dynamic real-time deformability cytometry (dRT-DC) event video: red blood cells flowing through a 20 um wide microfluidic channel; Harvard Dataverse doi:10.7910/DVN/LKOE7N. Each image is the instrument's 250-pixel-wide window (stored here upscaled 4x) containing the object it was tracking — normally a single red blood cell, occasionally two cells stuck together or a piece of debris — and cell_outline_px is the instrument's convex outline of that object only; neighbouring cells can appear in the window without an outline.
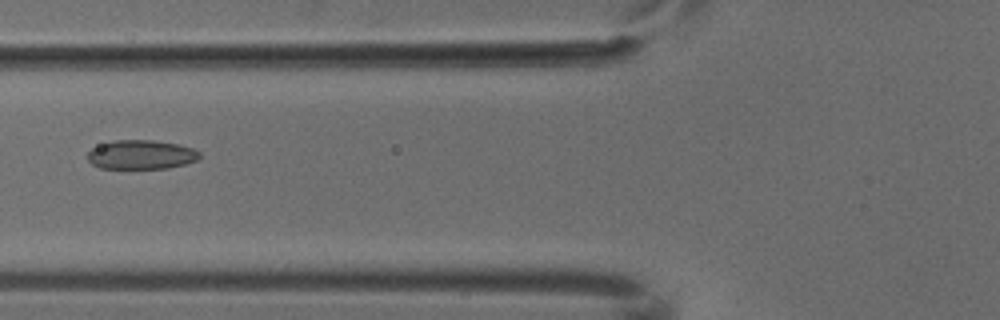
{"species": "common noctule bat (a hibernating species)", "species_latin": "Nyctalus noctula", "temperature_condition": "cold", "stored_images_in_passage": 6, "camera_frame_rate_fps": 3000, "um_per_image_px": 0.085, "animal": {"sex": "male", "body_mass_g": 18.8}, "frame": {"image": 1, "passage_image": 5, "time_ms": 1.333, "image_size_px": [1000, 320], "cell_outline_px": [[200, 156], [196, 160], [184, 164], [168, 168], [100, 168], [92, 164], [88, 160], [88, 152], [92, 148], [100, 144], [112, 140], [152, 140], [176, 144], [192, 148], [200, 152]], "centroid_in_image_um": [11.97, 13.14], "position_along_channel_um": 113.8, "area_um2": 18.9}}
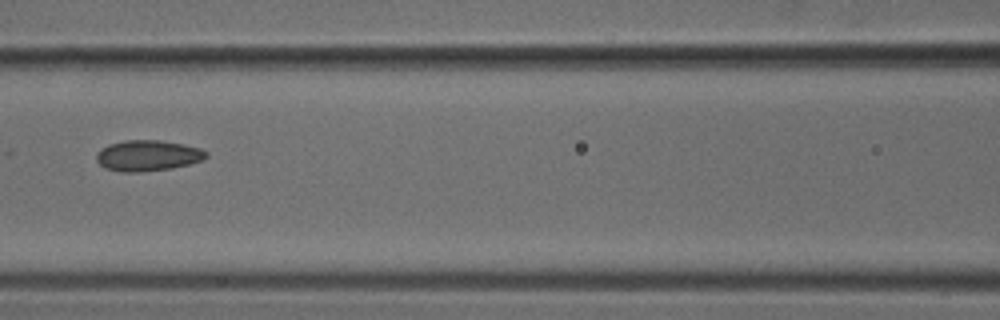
{"frame": {"image": 2, "passage_image": 6, "time_ms": 1.667, "image_size_px": [1000, 320], "cell_outline_px": [[208, 156], [204, 160], [172, 168], [140, 172], [124, 172], [104, 168], [96, 160], [96, 152], [100, 148], [108, 144], [124, 140], [160, 140], [184, 144], [200, 148], [208, 152]], "centroid_in_image_um": [12.55, 13.22], "position_along_channel_um": 154.1, "area_um2": 19.94}}